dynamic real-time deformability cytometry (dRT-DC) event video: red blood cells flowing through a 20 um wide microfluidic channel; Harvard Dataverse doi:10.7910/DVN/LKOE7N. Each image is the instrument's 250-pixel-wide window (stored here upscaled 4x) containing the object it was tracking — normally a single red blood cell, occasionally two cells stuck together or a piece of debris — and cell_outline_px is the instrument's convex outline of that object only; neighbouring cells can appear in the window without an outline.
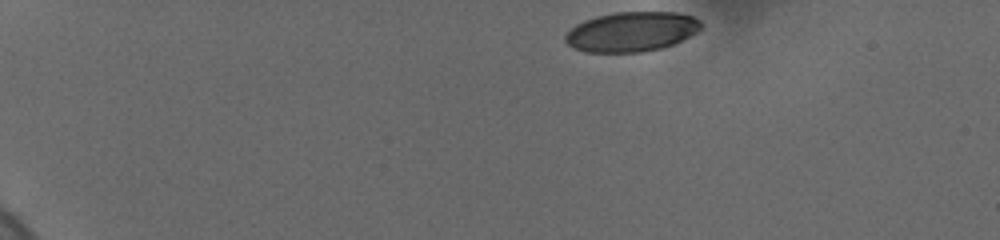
{"species": "human", "species_latin": "Homo sapiens", "temperature_condition": "cold", "stored_images_in_passage": 28, "camera_frame_rate_fps": 3000, "um_per_image_px": 0.085, "donor": {"sex": "female"}, "frame": {"image": 1, "passage_image": 1, "time_ms": 0.0, "image_size_px": [1000, 240], "cell_outline_px": [[700, 28], [696, 32], [672, 44], [660, 48], [640, 52], [588, 52], [576, 48], [568, 44], [564, 40], [564, 36], [576, 24], [584, 20], [596, 16], [616, 12], [676, 12], [692, 16], [700, 20]], "centroid_in_image_um": [53.65, 2.68], "position_along_channel_um": 31.3, "area_um2": 31.1}}
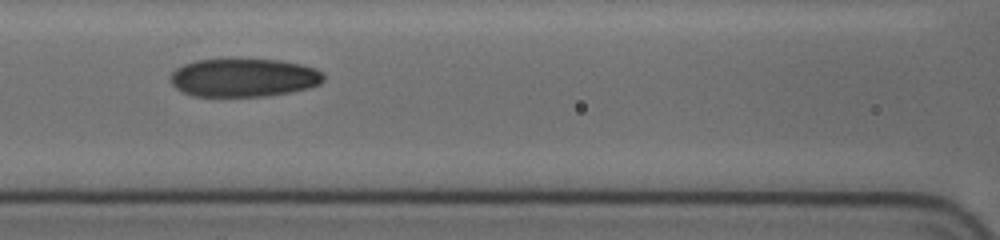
{"frame": {"image": 2, "passage_image": 16, "time_ms": 6.0, "image_size_px": [1000, 240], "cell_outline_px": [[324, 80], [320, 84], [308, 88], [288, 92], [264, 96], [192, 96], [176, 88], [172, 84], [172, 72], [176, 68], [184, 64], [196, 60], [232, 56], [280, 60], [300, 64], [316, 68], [324, 76]], "centroid_in_image_um": [20.7, 6.55], "position_along_channel_um": 145.9, "area_um2": 35.03}}
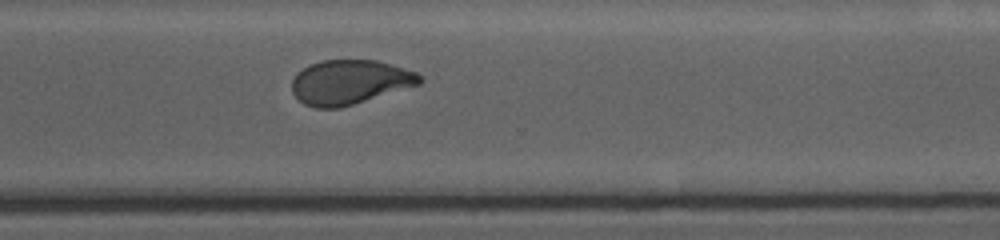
{"frame": {"image": 3, "passage_image": 28, "time_ms": 11.333, "image_size_px": [1000, 240], "cell_outline_px": [[424, 80], [420, 84], [352, 104], [336, 108], [316, 108], [304, 104], [292, 92], [292, 80], [296, 72], [320, 60], [376, 60], [404, 68], [416, 72], [424, 76]], "centroid_in_image_um": [29.73, 6.97], "position_along_channel_um": 340.9, "area_um2": 32.89}}